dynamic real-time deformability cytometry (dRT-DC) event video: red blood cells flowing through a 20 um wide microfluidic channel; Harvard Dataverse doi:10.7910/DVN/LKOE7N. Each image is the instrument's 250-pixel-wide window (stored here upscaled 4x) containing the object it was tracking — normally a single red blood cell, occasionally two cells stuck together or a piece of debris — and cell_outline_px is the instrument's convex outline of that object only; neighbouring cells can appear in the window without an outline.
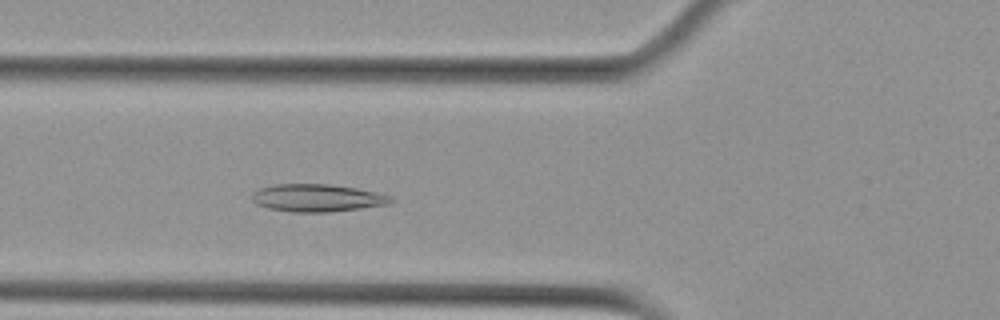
{"species": "Egyptian fruit bat (a non-hibernating species)", "species_latin": "Rousettus aegyptiacus", "temperature_condition": "cold", "stored_images_in_passage": 40, "camera_frame_rate_fps": 3000, "um_per_image_px": 0.085, "animal": {"sex": "female"}, "frame": {"image": 1, "passage_image": 3, "time_ms": 0.667, "image_size_px": [1000, 320], "cell_outline_px": [[396, 200], [392, 204], [332, 212], [292, 212], [268, 208], [256, 204], [252, 200], [252, 192], [260, 188], [272, 184], [328, 184], [356, 188], [376, 192], [392, 196]], "centroid_in_image_um": [27.0, 16.83], "position_along_channel_um": 98.8, "area_um2": 22.6}}
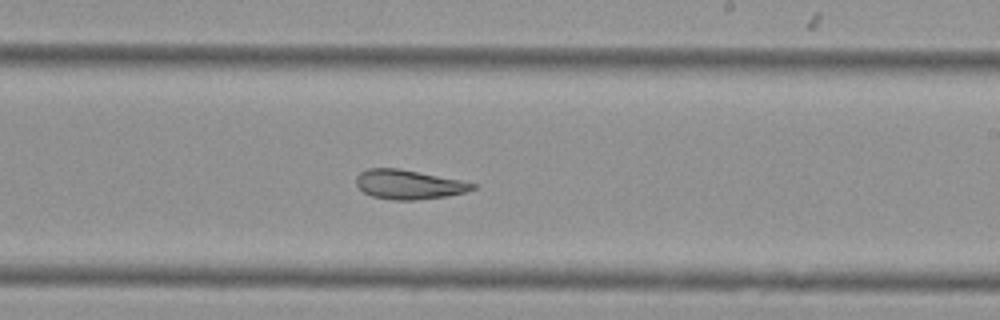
{"frame": {"image": 2, "passage_image": 16, "time_ms": 5.0, "image_size_px": [1000, 320], "cell_outline_px": [[476, 188], [468, 192], [448, 196], [416, 200], [392, 200], [372, 196], [364, 192], [356, 184], [356, 176], [360, 172], [368, 168], [400, 168], [460, 180], [476, 184]], "centroid_in_image_um": [34.75, 15.68], "position_along_channel_um": 254.3, "area_um2": 20.0}}
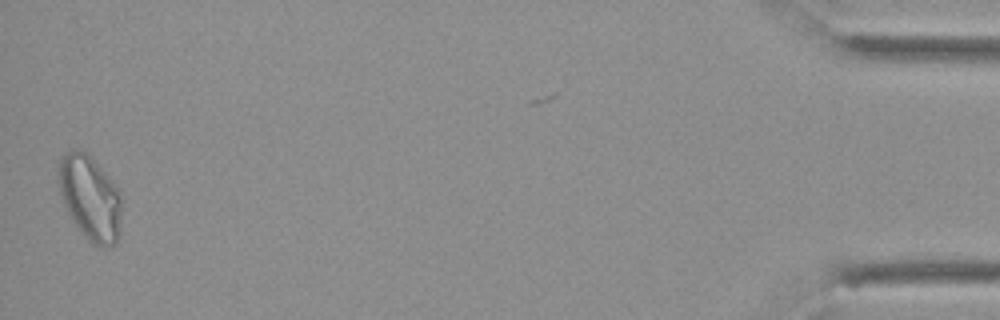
{"frame": {"image": 3, "passage_image": 38, "time_ms": 12.333, "image_size_px": [1000, 320], "cell_outline_px": [[120, 236], [116, 244], [104, 248], [92, 244], [84, 236], [68, 212], [64, 204], [56, 180], [56, 172], [60, 156], [72, 148], [80, 148], [88, 152], [92, 156], [120, 188]], "centroid_in_image_um": [7.64, 16.75], "position_along_channel_um": 427.6, "area_um2": 32.08}}